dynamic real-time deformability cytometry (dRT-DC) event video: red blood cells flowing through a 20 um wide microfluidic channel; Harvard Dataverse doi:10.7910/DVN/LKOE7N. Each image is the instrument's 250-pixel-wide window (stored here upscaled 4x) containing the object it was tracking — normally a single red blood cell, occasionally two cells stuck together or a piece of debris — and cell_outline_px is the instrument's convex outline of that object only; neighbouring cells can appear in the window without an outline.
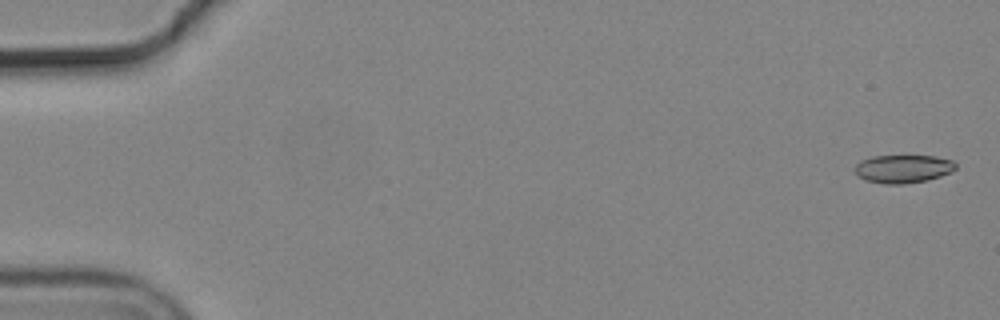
{"species": "common noctule bat (a hibernating species)", "species_latin": "Nyctalus noctula", "temperature_condition": "cold", "stored_images_in_passage": 56, "camera_frame_rate_fps": 3000, "um_per_image_px": 0.085, "animal": {"sex": "male", "body_mass_g": 19.2, "forearm_length_mm": 51.8}, "frame": {"image": 1, "passage_image": 2, "time_ms": 0.333, "image_size_px": [1000, 320], "cell_outline_px": [[956, 168], [940, 176], [928, 180], [904, 184], [888, 184], [864, 180], [856, 176], [856, 164], [860, 160], [872, 156], [936, 156], [952, 160], [956, 164]], "centroid_in_image_um": [76.73, 14.35], "position_along_channel_um": 8.3, "area_um2": 16.53}}
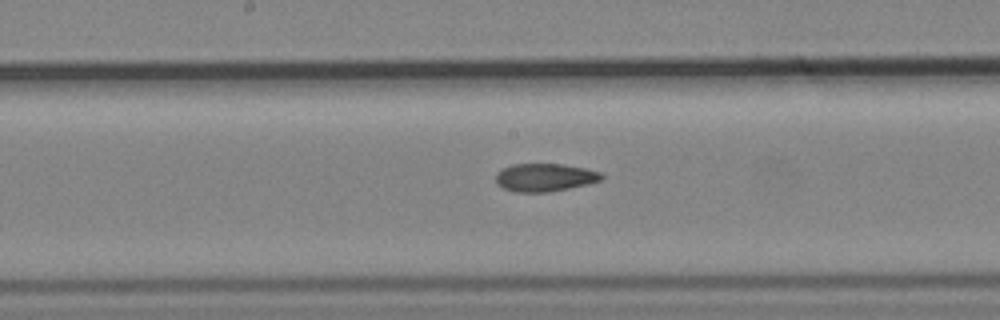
{"frame": {"image": 2, "passage_image": 30, "time_ms": 9.667, "image_size_px": [1000, 320], "cell_outline_px": [[604, 176], [600, 180], [588, 184], [548, 192], [516, 192], [504, 188], [496, 184], [496, 172], [512, 164], [564, 164], [584, 168], [600, 172]], "centroid_in_image_um": [46.29, 15.08], "position_along_channel_um": 201.9, "area_um2": 17.17}}
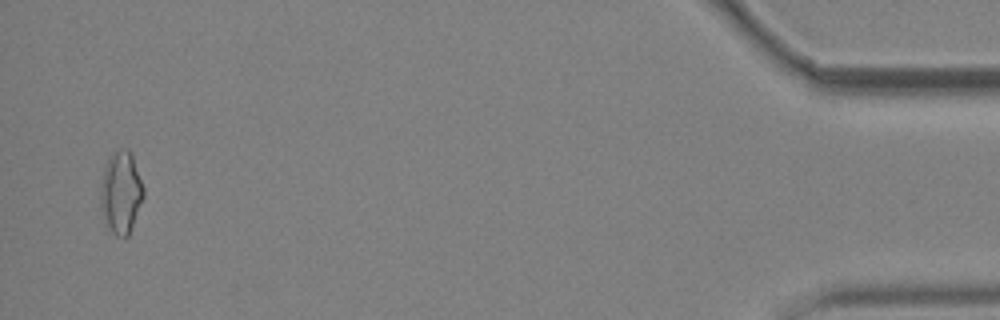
{"frame": {"image": 3, "passage_image": 55, "time_ms": 18.0, "image_size_px": [1000, 320], "cell_outline_px": [[144, 196], [128, 236], [116, 236], [108, 232], [104, 224], [100, 208], [100, 184], [104, 168], [108, 156], [112, 152], [120, 148], [128, 148], [132, 152], [144, 188]], "centroid_in_image_um": [10.25, 16.35], "position_along_channel_um": 424.9, "area_um2": 21.27}, "authors_computed_cell_mechanics": {"area_um2": 17.5423, "velocity_mm_per_s": 3.6951, "shape_relaxation_time_tau1_ms": null, "shape_relaxation_time_tau2_ms": 5.6565, "deformation_change_tau1": null, "deformation_change_tau2": 0.1341}}